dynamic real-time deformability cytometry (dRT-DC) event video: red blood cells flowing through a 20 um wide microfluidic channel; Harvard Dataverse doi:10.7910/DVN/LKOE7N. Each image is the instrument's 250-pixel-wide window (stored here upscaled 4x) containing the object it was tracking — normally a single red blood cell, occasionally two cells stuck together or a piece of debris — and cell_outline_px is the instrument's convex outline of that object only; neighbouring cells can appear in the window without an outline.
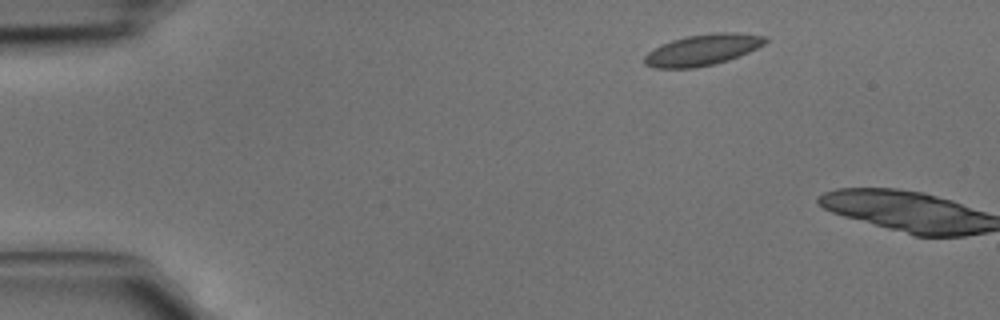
{"species": "common noctule bat (a hibernating species)", "species_latin": "Nyctalus noctula", "temperature_condition": "cold", "stored_images_in_passage": 2, "camera_frame_rate_fps": 3000, "um_per_image_px": 0.085, "animal": {"sex": "male", "body_mass_g": 15.6}, "frame": {"image": 1, "passage_image": 1, "time_ms": 0.0, "image_size_px": [1000, 320], "cell_outline_px": [[768, 40], [764, 44], [748, 52], [728, 60], [696, 68], [656, 68], [644, 64], [644, 56], [648, 52], [660, 44], [672, 40], [688, 36], [716, 32], [736, 32], [768, 36]], "centroid_in_image_um": [59.72, 4.23], "position_along_channel_um": 25.3, "area_um2": 21.91}}